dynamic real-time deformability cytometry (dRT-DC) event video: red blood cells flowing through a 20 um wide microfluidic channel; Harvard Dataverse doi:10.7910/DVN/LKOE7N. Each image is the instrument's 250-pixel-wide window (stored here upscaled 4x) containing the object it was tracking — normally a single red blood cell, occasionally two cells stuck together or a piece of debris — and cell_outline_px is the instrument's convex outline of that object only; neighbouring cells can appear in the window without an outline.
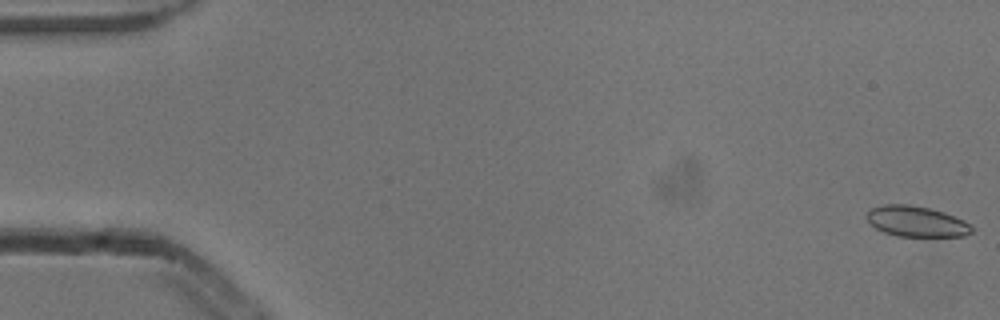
{"species": "common noctule bat (a hibernating species)", "species_latin": "Nyctalus noctula", "temperature_condition": "cold", "stored_images_in_passage": 54, "camera_frame_rate_fps": 3000, "um_per_image_px": 0.085, "animal": {"sex": "male", "body_mass_g": 13.3}, "frame": {"image": 1, "passage_image": 1, "time_ms": 0.0, "image_size_px": [1000, 320], "cell_outline_px": [[972, 232], [964, 236], [896, 236], [884, 232], [876, 228], [868, 220], [868, 208], [884, 204], [908, 204], [928, 208], [944, 212], [964, 220], [972, 228]], "centroid_in_image_um": [77.88, 18.81], "position_along_channel_um": 7.1, "area_um2": 18.61}}
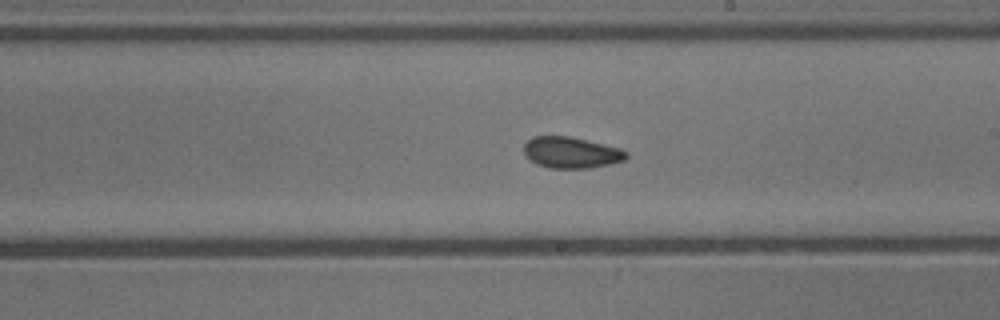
{"frame": {"image": 2, "passage_image": 31, "time_ms": 10.0, "image_size_px": [1000, 320], "cell_outline_px": [[628, 156], [624, 160], [608, 164], [588, 168], [548, 168], [536, 164], [524, 152], [524, 144], [532, 136], [568, 136], [620, 148], [628, 152]], "centroid_in_image_um": [48.54, 12.96], "position_along_channel_um": 240.5, "area_um2": 18.44}}
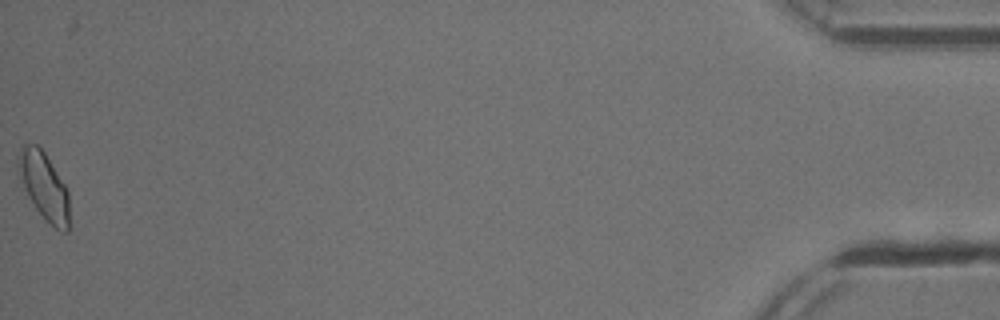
{"frame": {"image": 3, "passage_image": 54, "time_ms": 17.667, "image_size_px": [1000, 320], "cell_outline_px": [[68, 232], [60, 232], [44, 220], [28, 196], [24, 188], [16, 164], [16, 160], [24, 144], [36, 144], [44, 152], [64, 184], [68, 192]], "centroid_in_image_um": [3.73, 15.84], "position_along_channel_um": 431.5, "area_um2": 19.77}, "authors_computed_cell_mechanics": {"area_um2": 18.8428, "velocity_mm_per_s": 3.8478, "shape_relaxation_time_tau1_ms": 7.4821, "shape_relaxation_time_tau2_ms": 2.2725, "deformation_change_tau1": 0.1041, "deformation_change_tau2": 0.0526}}